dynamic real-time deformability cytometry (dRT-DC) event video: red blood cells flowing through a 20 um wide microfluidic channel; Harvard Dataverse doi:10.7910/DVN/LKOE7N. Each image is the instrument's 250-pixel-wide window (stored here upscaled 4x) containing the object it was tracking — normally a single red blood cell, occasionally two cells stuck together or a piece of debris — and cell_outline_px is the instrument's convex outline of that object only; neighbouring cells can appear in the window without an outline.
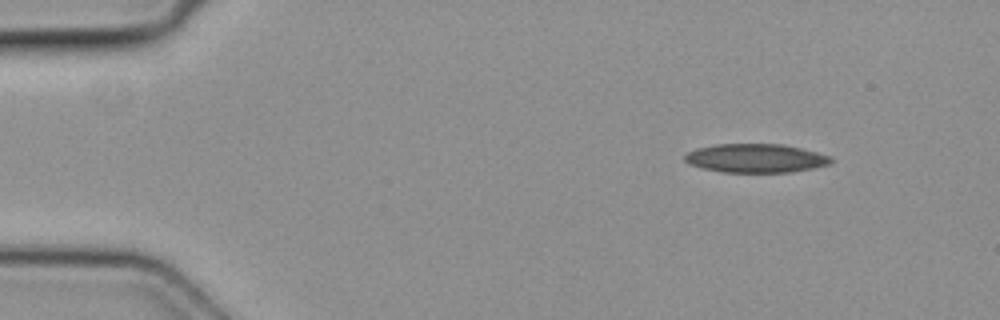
{"species": "common noctule bat (a hibernating species)", "species_latin": "Nyctalus noctula", "temperature_condition": "cold", "stored_images_in_passage": 5, "camera_frame_rate_fps": 3000, "um_per_image_px": 0.085, "animal": {"sex": "female", "body_mass_g": 19.3, "forearm_length_mm": 54.1}, "frame": {"image": 1, "passage_image": 1, "time_ms": 0.0, "image_size_px": [1000, 320], "cell_outline_px": [[832, 164], [792, 172], [724, 172], [704, 168], [688, 164], [684, 160], [684, 156], [688, 152], [696, 148], [716, 144], [784, 144], [832, 156]], "centroid_in_image_um": [64.25, 13.44], "position_along_channel_um": 20.8, "area_um2": 24.51}}
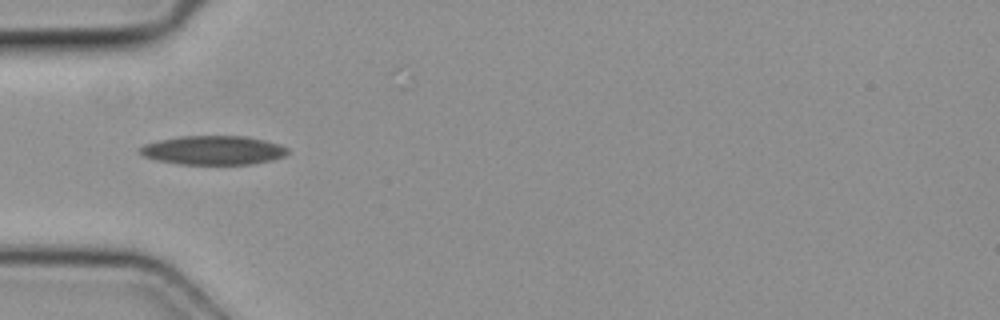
{"frame": {"image": 2, "passage_image": 4, "time_ms": 1.0, "image_size_px": [1000, 320], "cell_outline_px": [[288, 152], [284, 156], [272, 160], [252, 164], [180, 164], [156, 160], [144, 156], [140, 152], [140, 148], [144, 144], [160, 140], [180, 136], [248, 136], [280, 144], [288, 148]], "centroid_in_image_um": [18.15, 12.77], "position_along_channel_um": 66.8, "area_um2": 24.91}}